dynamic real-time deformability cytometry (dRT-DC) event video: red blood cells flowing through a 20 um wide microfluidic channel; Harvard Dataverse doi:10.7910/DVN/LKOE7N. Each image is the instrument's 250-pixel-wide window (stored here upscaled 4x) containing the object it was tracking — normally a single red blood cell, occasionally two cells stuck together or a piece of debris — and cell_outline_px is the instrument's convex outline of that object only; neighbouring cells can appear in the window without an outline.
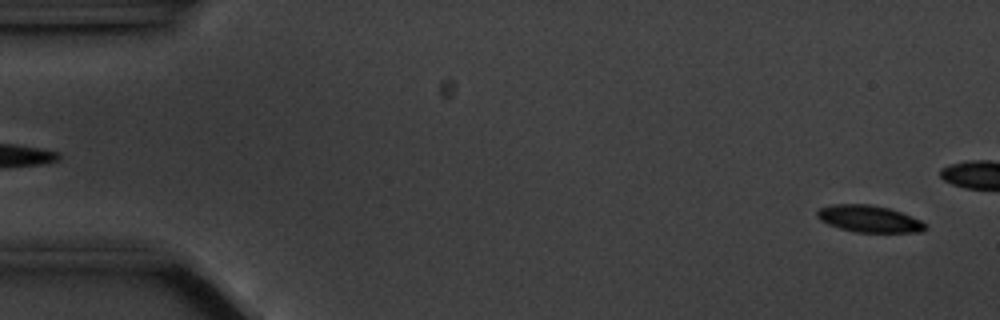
{"species": "common noctule bat (a hibernating species)", "species_latin": "Nyctalus noctula", "temperature_condition": "cold", "stored_images_in_passage": 12, "camera_frame_rate_fps": 3000, "um_per_image_px": 0.085, "animal": {"sex": "male", "body_mass_g": 20.1, "forearm_length_mm": 53.5}, "frame": {"image": 1, "passage_image": 1, "time_ms": 0.0, "image_size_px": [1000, 320], "cell_outline_px": [[928, 228], [920, 232], [856, 232], [840, 228], [828, 224], [820, 220], [816, 216], [816, 212], [820, 208], [832, 204], [868, 204], [888, 208], [900, 212], [920, 220], [928, 224]], "centroid_in_image_um": [73.87, 18.6], "position_along_channel_um": 11.1, "area_um2": 16.88}}